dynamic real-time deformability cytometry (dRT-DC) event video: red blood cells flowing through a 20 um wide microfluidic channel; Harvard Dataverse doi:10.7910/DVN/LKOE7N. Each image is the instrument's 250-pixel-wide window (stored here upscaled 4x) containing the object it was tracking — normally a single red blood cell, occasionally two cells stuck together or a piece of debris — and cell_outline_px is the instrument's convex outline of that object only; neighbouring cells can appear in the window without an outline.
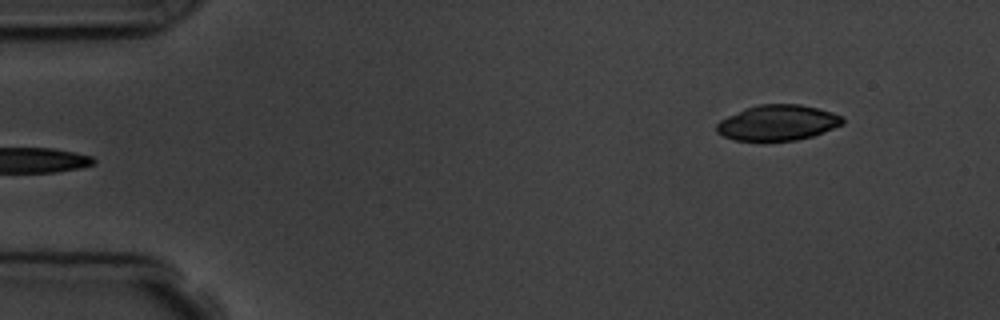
{"species": "common noctule bat (a hibernating species)", "species_latin": "Nyctalus noctula", "temperature_condition": "room temperature", "stored_images_in_passage": 4, "camera_frame_rate_fps": 3000, "um_per_image_px": 0.085, "animal": {"sex": "male", "body_mass_g": 19.5, "forearm_length_mm": 54.6}, "frame": {"image": 1, "passage_image": 4, "time_ms": 3.667, "image_size_px": [1000, 320], "cell_outline_px": [[844, 124], [812, 136], [796, 140], [732, 140], [716, 132], [716, 124], [720, 120], [744, 108], [760, 104], [800, 104], [832, 112], [844, 116]], "centroid_in_image_um": [66.11, 10.42], "position_along_channel_um": 18.9, "area_um2": 26.01}}